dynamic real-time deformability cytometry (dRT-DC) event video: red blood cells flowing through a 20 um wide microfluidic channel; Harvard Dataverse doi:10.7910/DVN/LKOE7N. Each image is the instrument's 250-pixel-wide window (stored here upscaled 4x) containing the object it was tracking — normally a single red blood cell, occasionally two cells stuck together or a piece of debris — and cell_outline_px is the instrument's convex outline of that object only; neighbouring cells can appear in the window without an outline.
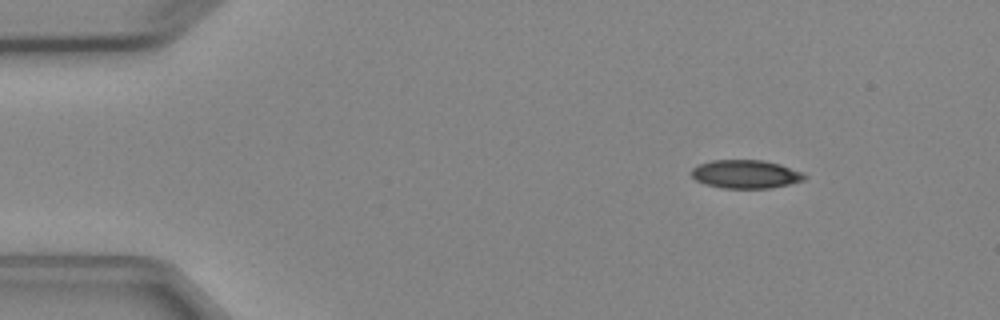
{"species": "Egyptian fruit bat (a non-hibernating species)", "species_latin": "Rousettus aegyptiacus", "temperature_condition": "cold", "stored_images_in_passage": 4, "camera_frame_rate_fps": 3000, "um_per_image_px": 0.085, "animal": {"sex": "female"}, "frame": {"image": 1, "passage_image": 1, "time_ms": 0.0, "image_size_px": [1000, 320], "cell_outline_px": [[808, 176], [804, 180], [772, 188], [724, 188], [704, 184], [696, 180], [692, 176], [692, 168], [700, 164], [712, 160], [764, 160], [780, 164], [804, 172]], "centroid_in_image_um": [63.42, 14.8], "position_along_channel_um": 21.6, "area_um2": 18.79}}
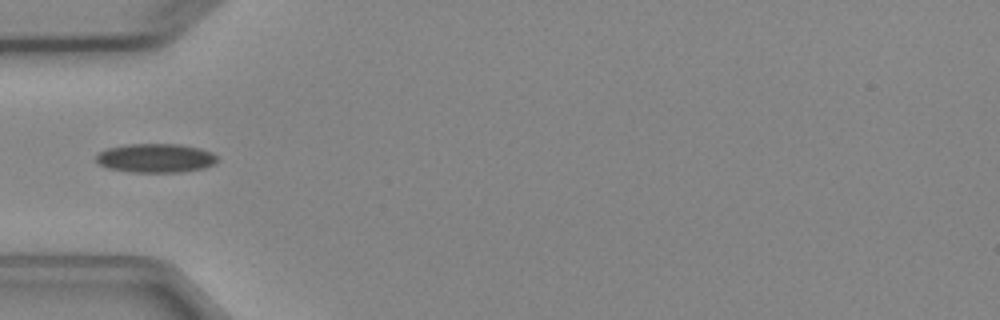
{"frame": {"image": 2, "passage_image": 4, "time_ms": 3.333, "image_size_px": [1000, 320], "cell_outline_px": [[216, 164], [204, 168], [180, 172], [132, 172], [108, 168], [100, 164], [96, 160], [96, 156], [100, 152], [108, 148], [128, 144], [180, 144], [200, 148], [212, 152], [216, 156]], "centroid_in_image_um": [13.26, 13.43], "position_along_channel_um": 71.7, "area_um2": 20.4}}